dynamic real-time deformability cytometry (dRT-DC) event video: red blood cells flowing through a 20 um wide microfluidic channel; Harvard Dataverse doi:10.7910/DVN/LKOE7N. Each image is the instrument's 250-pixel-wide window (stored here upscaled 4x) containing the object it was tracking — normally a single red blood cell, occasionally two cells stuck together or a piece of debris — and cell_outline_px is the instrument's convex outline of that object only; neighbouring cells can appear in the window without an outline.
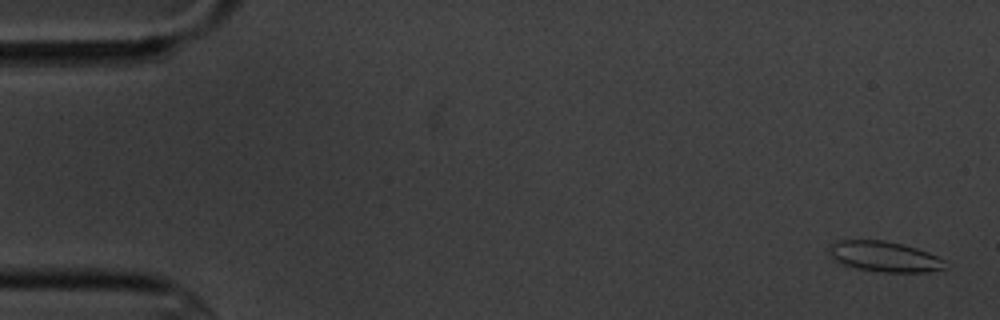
{"species": "common noctule bat (a hibernating species)", "species_latin": "Nyctalus noctula", "temperature_condition": "cold", "stored_images_in_passage": 6, "camera_frame_rate_fps": 3000, "um_per_image_px": 0.085, "animal": {"sex": "male", "body_mass_g": 20.1, "forearm_length_mm": 53.5}, "frame": {"image": 1, "passage_image": 1, "time_ms": 0.0, "image_size_px": [1000, 320], "cell_outline_px": [[944, 268], [928, 272], [880, 272], [856, 268], [832, 260], [828, 256], [828, 244], [836, 240], [884, 240], [904, 244], [928, 252], [944, 260]], "centroid_in_image_um": [75.08, 21.79], "position_along_channel_um": 9.9, "area_um2": 20.81}}
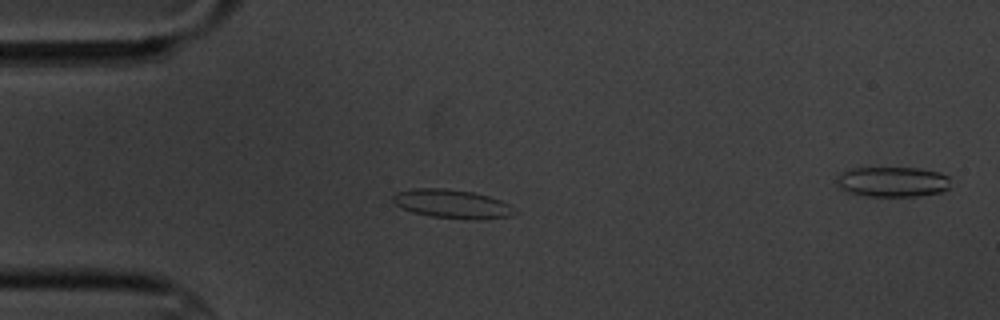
{"frame": {"image": 2, "passage_image": 4, "time_ms": 4.333, "image_size_px": [1000, 320], "cell_outline_px": [[520, 212], [512, 216], [476, 220], [472, 220], [432, 216], [412, 212], [396, 204], [392, 200], [392, 196], [396, 192], [416, 188], [444, 188], [472, 192], [488, 196], [500, 200], [508, 204]], "centroid_in_image_um": [38.47, 17.34], "position_along_channel_um": 46.5, "area_um2": 20.4}}